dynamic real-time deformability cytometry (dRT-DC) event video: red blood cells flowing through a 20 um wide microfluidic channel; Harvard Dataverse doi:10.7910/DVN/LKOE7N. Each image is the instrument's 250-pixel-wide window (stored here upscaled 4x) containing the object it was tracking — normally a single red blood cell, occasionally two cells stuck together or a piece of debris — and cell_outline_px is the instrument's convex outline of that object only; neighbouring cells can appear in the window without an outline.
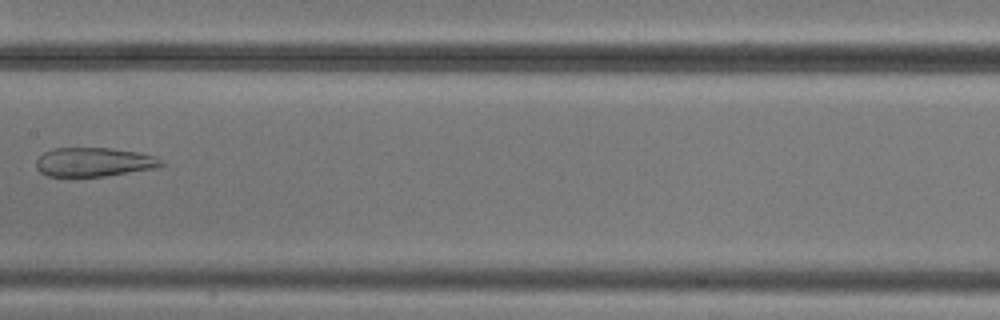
{"species": "common noctule bat (a hibernating species)", "species_latin": "Nyctalus noctula", "temperature_condition": "cold", "stored_images_in_passage": 7, "camera_frame_rate_fps": 3000, "um_per_image_px": 0.085, "animal": {"sex": "male", "body_mass_g": 20.5, "forearm_length_mm": 52.5}, "frame": {"image": 1, "passage_image": 7, "time_ms": 8.0, "image_size_px": [1000, 320], "cell_outline_px": [[164, 164], [156, 168], [104, 176], [48, 176], [40, 172], [36, 168], [36, 160], [44, 152], [52, 148], [112, 148], [140, 152], [156, 156]], "centroid_in_image_um": [7.98, 13.76], "position_along_channel_um": 199.4, "area_um2": 21.15}}